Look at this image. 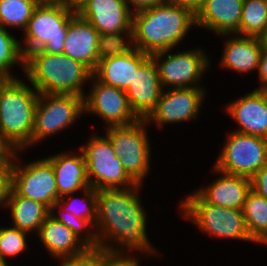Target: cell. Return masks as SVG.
<instances>
[{
  "mask_svg": "<svg viewBox=\"0 0 267 266\" xmlns=\"http://www.w3.org/2000/svg\"><path fill=\"white\" fill-rule=\"evenodd\" d=\"M12 219V227L21 231L37 234L41 225L50 214V209L43 203L20 196L13 188L5 203Z\"/></svg>",
  "mask_w": 267,
  "mask_h": 266,
  "instance_id": "cell-25",
  "label": "cell"
},
{
  "mask_svg": "<svg viewBox=\"0 0 267 266\" xmlns=\"http://www.w3.org/2000/svg\"><path fill=\"white\" fill-rule=\"evenodd\" d=\"M180 215L214 238L254 242L249 235L243 210L224 208L205 202L195 190L179 203Z\"/></svg>",
  "mask_w": 267,
  "mask_h": 266,
  "instance_id": "cell-6",
  "label": "cell"
},
{
  "mask_svg": "<svg viewBox=\"0 0 267 266\" xmlns=\"http://www.w3.org/2000/svg\"><path fill=\"white\" fill-rule=\"evenodd\" d=\"M212 169V172L220 176L207 184L208 186L202 185L195 192L212 205L243 210L246 196L251 190L250 178L226 174L214 167Z\"/></svg>",
  "mask_w": 267,
  "mask_h": 266,
  "instance_id": "cell-18",
  "label": "cell"
},
{
  "mask_svg": "<svg viewBox=\"0 0 267 266\" xmlns=\"http://www.w3.org/2000/svg\"><path fill=\"white\" fill-rule=\"evenodd\" d=\"M24 55L20 41L10 34L8 29L0 26V73L8 78H18L12 74L11 68L18 65L24 72Z\"/></svg>",
  "mask_w": 267,
  "mask_h": 266,
  "instance_id": "cell-30",
  "label": "cell"
},
{
  "mask_svg": "<svg viewBox=\"0 0 267 266\" xmlns=\"http://www.w3.org/2000/svg\"><path fill=\"white\" fill-rule=\"evenodd\" d=\"M85 1L86 0H67V6L76 10Z\"/></svg>",
  "mask_w": 267,
  "mask_h": 266,
  "instance_id": "cell-41",
  "label": "cell"
},
{
  "mask_svg": "<svg viewBox=\"0 0 267 266\" xmlns=\"http://www.w3.org/2000/svg\"><path fill=\"white\" fill-rule=\"evenodd\" d=\"M93 134L79 147L85 157L89 186L95 190L130 188L137 183L124 170L106 135Z\"/></svg>",
  "mask_w": 267,
  "mask_h": 266,
  "instance_id": "cell-8",
  "label": "cell"
},
{
  "mask_svg": "<svg viewBox=\"0 0 267 266\" xmlns=\"http://www.w3.org/2000/svg\"><path fill=\"white\" fill-rule=\"evenodd\" d=\"M13 151L0 157V208H4L12 189Z\"/></svg>",
  "mask_w": 267,
  "mask_h": 266,
  "instance_id": "cell-35",
  "label": "cell"
},
{
  "mask_svg": "<svg viewBox=\"0 0 267 266\" xmlns=\"http://www.w3.org/2000/svg\"><path fill=\"white\" fill-rule=\"evenodd\" d=\"M135 49L133 31L99 34L98 61L131 52Z\"/></svg>",
  "mask_w": 267,
  "mask_h": 266,
  "instance_id": "cell-32",
  "label": "cell"
},
{
  "mask_svg": "<svg viewBox=\"0 0 267 266\" xmlns=\"http://www.w3.org/2000/svg\"><path fill=\"white\" fill-rule=\"evenodd\" d=\"M142 187L137 184L130 188L97 190L95 233L98 246L111 254L138 252L146 257L160 254L147 234L148 216L140 197Z\"/></svg>",
  "mask_w": 267,
  "mask_h": 266,
  "instance_id": "cell-1",
  "label": "cell"
},
{
  "mask_svg": "<svg viewBox=\"0 0 267 266\" xmlns=\"http://www.w3.org/2000/svg\"><path fill=\"white\" fill-rule=\"evenodd\" d=\"M25 75V76H24ZM93 72L80 61L65 54L41 50L28 53L24 59L23 77L39 93L74 94L84 97L85 84Z\"/></svg>",
  "mask_w": 267,
  "mask_h": 266,
  "instance_id": "cell-4",
  "label": "cell"
},
{
  "mask_svg": "<svg viewBox=\"0 0 267 266\" xmlns=\"http://www.w3.org/2000/svg\"><path fill=\"white\" fill-rule=\"evenodd\" d=\"M243 215L250 237L258 244L267 245V199L250 190Z\"/></svg>",
  "mask_w": 267,
  "mask_h": 266,
  "instance_id": "cell-26",
  "label": "cell"
},
{
  "mask_svg": "<svg viewBox=\"0 0 267 266\" xmlns=\"http://www.w3.org/2000/svg\"><path fill=\"white\" fill-rule=\"evenodd\" d=\"M24 78H9L0 89V141L9 151L32 147L39 92Z\"/></svg>",
  "mask_w": 267,
  "mask_h": 266,
  "instance_id": "cell-3",
  "label": "cell"
},
{
  "mask_svg": "<svg viewBox=\"0 0 267 266\" xmlns=\"http://www.w3.org/2000/svg\"><path fill=\"white\" fill-rule=\"evenodd\" d=\"M9 150L3 145V143L0 141V157L7 154Z\"/></svg>",
  "mask_w": 267,
  "mask_h": 266,
  "instance_id": "cell-42",
  "label": "cell"
},
{
  "mask_svg": "<svg viewBox=\"0 0 267 266\" xmlns=\"http://www.w3.org/2000/svg\"><path fill=\"white\" fill-rule=\"evenodd\" d=\"M263 44L267 47V31L265 35L262 37Z\"/></svg>",
  "mask_w": 267,
  "mask_h": 266,
  "instance_id": "cell-45",
  "label": "cell"
},
{
  "mask_svg": "<svg viewBox=\"0 0 267 266\" xmlns=\"http://www.w3.org/2000/svg\"><path fill=\"white\" fill-rule=\"evenodd\" d=\"M213 167L220 172L251 178L267 165V139L232 131Z\"/></svg>",
  "mask_w": 267,
  "mask_h": 266,
  "instance_id": "cell-11",
  "label": "cell"
},
{
  "mask_svg": "<svg viewBox=\"0 0 267 266\" xmlns=\"http://www.w3.org/2000/svg\"><path fill=\"white\" fill-rule=\"evenodd\" d=\"M134 254L109 253L101 262V266H141L140 257ZM139 257V258H137Z\"/></svg>",
  "mask_w": 267,
  "mask_h": 266,
  "instance_id": "cell-36",
  "label": "cell"
},
{
  "mask_svg": "<svg viewBox=\"0 0 267 266\" xmlns=\"http://www.w3.org/2000/svg\"><path fill=\"white\" fill-rule=\"evenodd\" d=\"M124 1L130 7L131 11L135 13L168 0H124Z\"/></svg>",
  "mask_w": 267,
  "mask_h": 266,
  "instance_id": "cell-39",
  "label": "cell"
},
{
  "mask_svg": "<svg viewBox=\"0 0 267 266\" xmlns=\"http://www.w3.org/2000/svg\"><path fill=\"white\" fill-rule=\"evenodd\" d=\"M203 87L164 89L155 110L146 121L157 125L158 128L167 124H178L197 120L202 104L207 95Z\"/></svg>",
  "mask_w": 267,
  "mask_h": 266,
  "instance_id": "cell-14",
  "label": "cell"
},
{
  "mask_svg": "<svg viewBox=\"0 0 267 266\" xmlns=\"http://www.w3.org/2000/svg\"><path fill=\"white\" fill-rule=\"evenodd\" d=\"M192 27L196 28V16L168 0L133 13L134 46L149 55L175 49Z\"/></svg>",
  "mask_w": 267,
  "mask_h": 266,
  "instance_id": "cell-2",
  "label": "cell"
},
{
  "mask_svg": "<svg viewBox=\"0 0 267 266\" xmlns=\"http://www.w3.org/2000/svg\"><path fill=\"white\" fill-rule=\"evenodd\" d=\"M149 57V54L135 48L123 55L105 58L98 61L93 76L106 85L126 90L133 81L134 74Z\"/></svg>",
  "mask_w": 267,
  "mask_h": 266,
  "instance_id": "cell-23",
  "label": "cell"
},
{
  "mask_svg": "<svg viewBox=\"0 0 267 266\" xmlns=\"http://www.w3.org/2000/svg\"><path fill=\"white\" fill-rule=\"evenodd\" d=\"M183 8L190 10L195 16L202 9L206 0H171Z\"/></svg>",
  "mask_w": 267,
  "mask_h": 266,
  "instance_id": "cell-40",
  "label": "cell"
},
{
  "mask_svg": "<svg viewBox=\"0 0 267 266\" xmlns=\"http://www.w3.org/2000/svg\"><path fill=\"white\" fill-rule=\"evenodd\" d=\"M257 71L260 84L259 88L255 89L267 91V47L264 44L262 47L261 58Z\"/></svg>",
  "mask_w": 267,
  "mask_h": 266,
  "instance_id": "cell-38",
  "label": "cell"
},
{
  "mask_svg": "<svg viewBox=\"0 0 267 266\" xmlns=\"http://www.w3.org/2000/svg\"><path fill=\"white\" fill-rule=\"evenodd\" d=\"M37 237L55 260L78 254L87 247L69 227L50 215L41 225Z\"/></svg>",
  "mask_w": 267,
  "mask_h": 266,
  "instance_id": "cell-24",
  "label": "cell"
},
{
  "mask_svg": "<svg viewBox=\"0 0 267 266\" xmlns=\"http://www.w3.org/2000/svg\"><path fill=\"white\" fill-rule=\"evenodd\" d=\"M89 92L83 97L84 115L95 114L105 121L104 127L130 125L139 120L129 104L125 90L106 85L93 75Z\"/></svg>",
  "mask_w": 267,
  "mask_h": 266,
  "instance_id": "cell-13",
  "label": "cell"
},
{
  "mask_svg": "<svg viewBox=\"0 0 267 266\" xmlns=\"http://www.w3.org/2000/svg\"><path fill=\"white\" fill-rule=\"evenodd\" d=\"M0 266H9V263L0 260Z\"/></svg>",
  "mask_w": 267,
  "mask_h": 266,
  "instance_id": "cell-46",
  "label": "cell"
},
{
  "mask_svg": "<svg viewBox=\"0 0 267 266\" xmlns=\"http://www.w3.org/2000/svg\"><path fill=\"white\" fill-rule=\"evenodd\" d=\"M98 38L99 32L76 12L69 21L63 54L93 72L98 64Z\"/></svg>",
  "mask_w": 267,
  "mask_h": 266,
  "instance_id": "cell-19",
  "label": "cell"
},
{
  "mask_svg": "<svg viewBox=\"0 0 267 266\" xmlns=\"http://www.w3.org/2000/svg\"><path fill=\"white\" fill-rule=\"evenodd\" d=\"M203 49L198 46L175 53H171V49L151 54L156 62L163 89L201 87L199 83L212 64Z\"/></svg>",
  "mask_w": 267,
  "mask_h": 266,
  "instance_id": "cell-10",
  "label": "cell"
},
{
  "mask_svg": "<svg viewBox=\"0 0 267 266\" xmlns=\"http://www.w3.org/2000/svg\"><path fill=\"white\" fill-rule=\"evenodd\" d=\"M146 119H139L130 125L104 127L116 156L127 174L137 183L144 184V178L151 170V141H149Z\"/></svg>",
  "mask_w": 267,
  "mask_h": 266,
  "instance_id": "cell-7",
  "label": "cell"
},
{
  "mask_svg": "<svg viewBox=\"0 0 267 266\" xmlns=\"http://www.w3.org/2000/svg\"><path fill=\"white\" fill-rule=\"evenodd\" d=\"M8 79L9 78L6 75L0 73V89Z\"/></svg>",
  "mask_w": 267,
  "mask_h": 266,
  "instance_id": "cell-44",
  "label": "cell"
},
{
  "mask_svg": "<svg viewBox=\"0 0 267 266\" xmlns=\"http://www.w3.org/2000/svg\"><path fill=\"white\" fill-rule=\"evenodd\" d=\"M75 13L63 3L39 2L20 41L24 57L37 50L63 54L69 21Z\"/></svg>",
  "mask_w": 267,
  "mask_h": 266,
  "instance_id": "cell-5",
  "label": "cell"
},
{
  "mask_svg": "<svg viewBox=\"0 0 267 266\" xmlns=\"http://www.w3.org/2000/svg\"><path fill=\"white\" fill-rule=\"evenodd\" d=\"M39 0H0V26L24 31Z\"/></svg>",
  "mask_w": 267,
  "mask_h": 266,
  "instance_id": "cell-28",
  "label": "cell"
},
{
  "mask_svg": "<svg viewBox=\"0 0 267 266\" xmlns=\"http://www.w3.org/2000/svg\"><path fill=\"white\" fill-rule=\"evenodd\" d=\"M267 31V0H244L240 36L262 38Z\"/></svg>",
  "mask_w": 267,
  "mask_h": 266,
  "instance_id": "cell-27",
  "label": "cell"
},
{
  "mask_svg": "<svg viewBox=\"0 0 267 266\" xmlns=\"http://www.w3.org/2000/svg\"><path fill=\"white\" fill-rule=\"evenodd\" d=\"M39 2L63 3L67 5V0H39Z\"/></svg>",
  "mask_w": 267,
  "mask_h": 266,
  "instance_id": "cell-43",
  "label": "cell"
},
{
  "mask_svg": "<svg viewBox=\"0 0 267 266\" xmlns=\"http://www.w3.org/2000/svg\"><path fill=\"white\" fill-rule=\"evenodd\" d=\"M109 254L103 247H86L82 252L61 258L60 266H101L102 260Z\"/></svg>",
  "mask_w": 267,
  "mask_h": 266,
  "instance_id": "cell-34",
  "label": "cell"
},
{
  "mask_svg": "<svg viewBox=\"0 0 267 266\" xmlns=\"http://www.w3.org/2000/svg\"><path fill=\"white\" fill-rule=\"evenodd\" d=\"M244 0H206L196 15V27L221 35H239Z\"/></svg>",
  "mask_w": 267,
  "mask_h": 266,
  "instance_id": "cell-22",
  "label": "cell"
},
{
  "mask_svg": "<svg viewBox=\"0 0 267 266\" xmlns=\"http://www.w3.org/2000/svg\"><path fill=\"white\" fill-rule=\"evenodd\" d=\"M62 151L45 157L54 169L58 196L61 198L72 193H79L89 186L86 161L82 150Z\"/></svg>",
  "mask_w": 267,
  "mask_h": 266,
  "instance_id": "cell-20",
  "label": "cell"
},
{
  "mask_svg": "<svg viewBox=\"0 0 267 266\" xmlns=\"http://www.w3.org/2000/svg\"><path fill=\"white\" fill-rule=\"evenodd\" d=\"M221 37L227 38L220 60L222 69L235 71L241 76L258 70L263 47L262 38L237 34Z\"/></svg>",
  "mask_w": 267,
  "mask_h": 266,
  "instance_id": "cell-21",
  "label": "cell"
},
{
  "mask_svg": "<svg viewBox=\"0 0 267 266\" xmlns=\"http://www.w3.org/2000/svg\"><path fill=\"white\" fill-rule=\"evenodd\" d=\"M83 97L74 94L39 93L35 108L32 146L61 133L84 115ZM38 143V144H37Z\"/></svg>",
  "mask_w": 267,
  "mask_h": 266,
  "instance_id": "cell-9",
  "label": "cell"
},
{
  "mask_svg": "<svg viewBox=\"0 0 267 266\" xmlns=\"http://www.w3.org/2000/svg\"><path fill=\"white\" fill-rule=\"evenodd\" d=\"M163 90L156 62L150 56L134 74L125 92L135 115L147 119L155 110Z\"/></svg>",
  "mask_w": 267,
  "mask_h": 266,
  "instance_id": "cell-17",
  "label": "cell"
},
{
  "mask_svg": "<svg viewBox=\"0 0 267 266\" xmlns=\"http://www.w3.org/2000/svg\"><path fill=\"white\" fill-rule=\"evenodd\" d=\"M250 180L251 190L267 199V165L255 173Z\"/></svg>",
  "mask_w": 267,
  "mask_h": 266,
  "instance_id": "cell-37",
  "label": "cell"
},
{
  "mask_svg": "<svg viewBox=\"0 0 267 266\" xmlns=\"http://www.w3.org/2000/svg\"><path fill=\"white\" fill-rule=\"evenodd\" d=\"M27 236L30 234L14 227H0V260L14 258L28 249Z\"/></svg>",
  "mask_w": 267,
  "mask_h": 266,
  "instance_id": "cell-33",
  "label": "cell"
},
{
  "mask_svg": "<svg viewBox=\"0 0 267 266\" xmlns=\"http://www.w3.org/2000/svg\"><path fill=\"white\" fill-rule=\"evenodd\" d=\"M224 108L237 122L238 127L234 131L267 139V91L250 90Z\"/></svg>",
  "mask_w": 267,
  "mask_h": 266,
  "instance_id": "cell-16",
  "label": "cell"
},
{
  "mask_svg": "<svg viewBox=\"0 0 267 266\" xmlns=\"http://www.w3.org/2000/svg\"><path fill=\"white\" fill-rule=\"evenodd\" d=\"M20 152L23 150L13 151L12 188L20 196L39 201L50 209L60 199L52 164L46 158H39L23 165Z\"/></svg>",
  "mask_w": 267,
  "mask_h": 266,
  "instance_id": "cell-12",
  "label": "cell"
},
{
  "mask_svg": "<svg viewBox=\"0 0 267 266\" xmlns=\"http://www.w3.org/2000/svg\"><path fill=\"white\" fill-rule=\"evenodd\" d=\"M49 215L69 227L87 247L98 246L95 227L89 220L77 218L74 214L63 211L56 203L51 206Z\"/></svg>",
  "mask_w": 267,
  "mask_h": 266,
  "instance_id": "cell-31",
  "label": "cell"
},
{
  "mask_svg": "<svg viewBox=\"0 0 267 266\" xmlns=\"http://www.w3.org/2000/svg\"><path fill=\"white\" fill-rule=\"evenodd\" d=\"M81 192L83 193V197H75V193H72L61 197L56 202V204L63 211L72 213L77 218L87 219L95 226L97 211V190L92 187H88Z\"/></svg>",
  "mask_w": 267,
  "mask_h": 266,
  "instance_id": "cell-29",
  "label": "cell"
},
{
  "mask_svg": "<svg viewBox=\"0 0 267 266\" xmlns=\"http://www.w3.org/2000/svg\"><path fill=\"white\" fill-rule=\"evenodd\" d=\"M76 12L99 34L133 31V12L124 0H86Z\"/></svg>",
  "mask_w": 267,
  "mask_h": 266,
  "instance_id": "cell-15",
  "label": "cell"
}]
</instances>
